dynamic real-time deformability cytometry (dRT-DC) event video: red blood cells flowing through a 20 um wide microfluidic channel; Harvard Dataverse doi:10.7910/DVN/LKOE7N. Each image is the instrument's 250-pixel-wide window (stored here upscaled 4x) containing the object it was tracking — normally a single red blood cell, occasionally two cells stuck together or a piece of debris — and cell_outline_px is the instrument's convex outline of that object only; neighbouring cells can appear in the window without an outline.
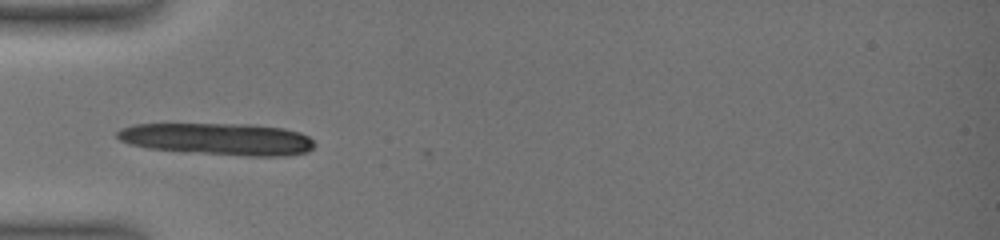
{"species": "common noctule bat (a hibernating species)", "species_latin": "Nyctalus noctula", "temperature_condition": "warm", "stored_images_in_passage": 6, "camera_frame_rate_fps": 3000, "um_per_image_px": 0.085, "animal": {"sex": "female", "body_mass_g": 19.0, "forearm_length_mm": 51.5}, "frame": {"image": 1, "passage_image": 3, "time_ms": 0.333, "image_size_px": [1000, 240], "cell_outline_px": [[316, 144], [308, 152], [288, 156], [248, 156], [148, 148], [128, 144], [120, 140], [116, 136], [116, 132], [120, 128], [132, 124], [252, 124], [284, 128], [300, 132], [308, 136]], "centroid_in_image_um": [18.55, 11.81], "position_along_channel_um": 66.4, "area_um2": 36.82}}